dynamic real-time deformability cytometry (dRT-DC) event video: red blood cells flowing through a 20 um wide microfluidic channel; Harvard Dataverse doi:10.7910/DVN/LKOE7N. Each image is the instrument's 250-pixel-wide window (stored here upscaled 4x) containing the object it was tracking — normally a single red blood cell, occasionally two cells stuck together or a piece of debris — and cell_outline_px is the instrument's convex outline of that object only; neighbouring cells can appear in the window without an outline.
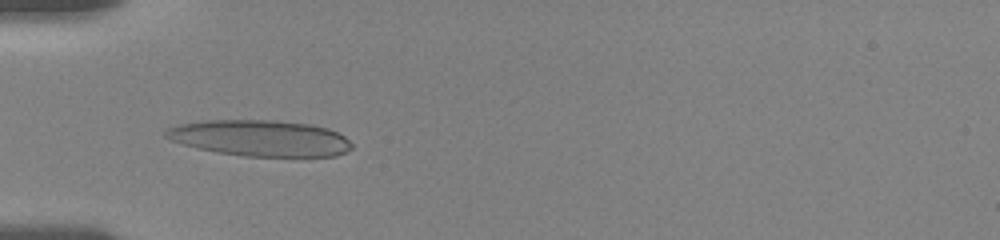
{"species": "human", "species_latin": "Homo sapiens", "temperature_condition": "room temperature", "stored_images_in_passage": 43, "camera_frame_rate_fps": 3000, "um_per_image_px": 0.085, "donor": {"sex": "female"}, "frame": {"image": 1, "passage_image": 6, "time_ms": 1.667, "image_size_px": [1000, 240], "cell_outline_px": [[352, 148], [336, 156], [244, 156], [220, 152], [200, 148], [184, 144], [172, 140], [164, 136], [164, 132], [168, 128], [176, 124], [208, 120], [276, 120], [312, 124], [328, 128], [344, 136], [352, 144]], "centroid_in_image_um": [22.13, 11.72], "position_along_channel_um": 62.9, "area_um2": 38.96}}
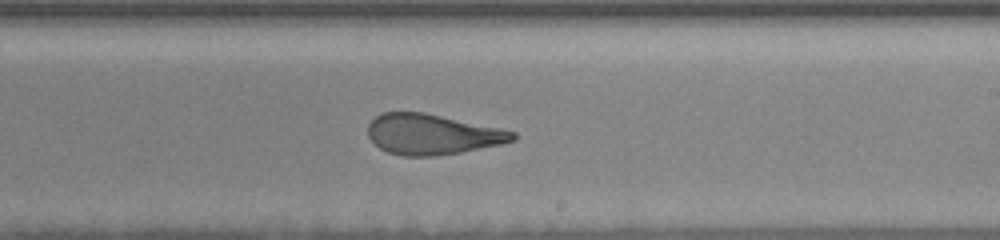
{"frame": {"image": 2, "passage_image": 22, "time_ms": 7.0, "image_size_px": [1000, 240], "cell_outline_px": [[516, 140], [500, 144], [460, 152], [432, 156], [404, 156], [388, 152], [380, 148], [368, 136], [368, 124], [380, 112], [424, 112], [516, 132]], "centroid_in_image_um": [36.71, 11.41], "position_along_channel_um": 252.3, "area_um2": 33.76}}
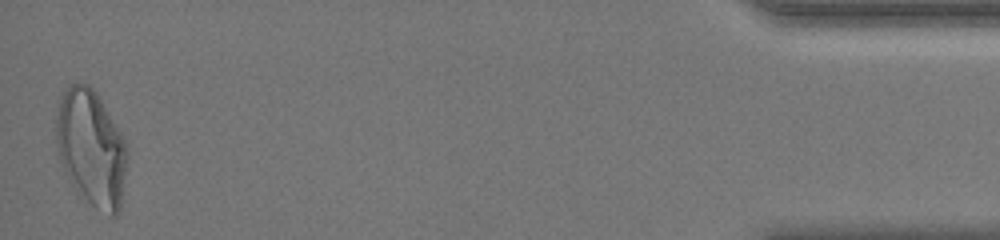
{"frame": {"image": 3, "passage_image": 43, "time_ms": 14.0, "image_size_px": [1000, 240], "cell_outline_px": [[128, 152], [120, 208], [116, 216], [112, 216], [96, 208], [72, 184], [60, 160], [56, 140], [56, 108], [60, 96], [72, 84], [88, 84], [96, 92], [120, 132], [128, 148]], "centroid_in_image_um": [7.75, 12.56], "position_along_channel_um": 427.4, "area_um2": 47.45}, "authors_computed_cell_mechanics": {"area_um2": 36.125, "velocity_mm_per_s": 3.6104, "shape_relaxation_time_tau1_ms": 6.0148, "shape_relaxation_time_tau2_ms": 1.641, "deformation_change_tau1": 0.231, "deformation_change_tau2": 0.1145}}